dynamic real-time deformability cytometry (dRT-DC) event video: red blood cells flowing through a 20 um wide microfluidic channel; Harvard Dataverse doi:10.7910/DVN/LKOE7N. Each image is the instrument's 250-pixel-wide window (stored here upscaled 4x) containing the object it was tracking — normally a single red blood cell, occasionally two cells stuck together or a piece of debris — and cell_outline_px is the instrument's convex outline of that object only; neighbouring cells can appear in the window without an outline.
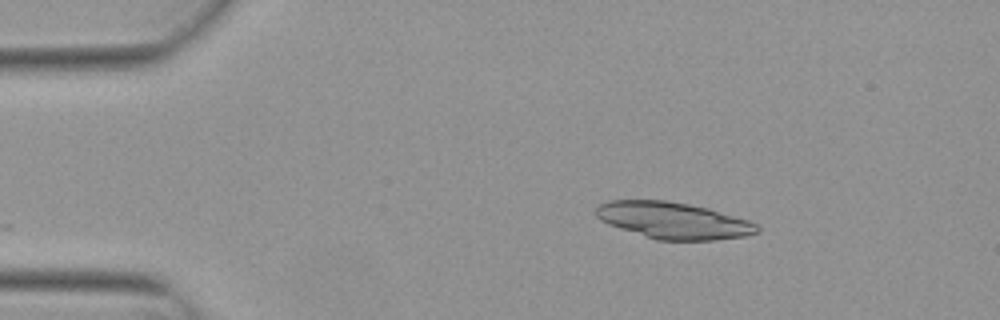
{"species": "Egyptian fruit bat (a non-hibernating species)", "species_latin": "Rousettus aegyptiacus", "temperature_condition": "warm", "stored_images_in_passage": 13, "camera_frame_rate_fps": 3000, "um_per_image_px": 0.085, "animal": {"sex": "female"}, "frame": {"image": 1, "passage_image": 1, "time_ms": 0.0, "image_size_px": [1000, 320], "cell_outline_px": [[760, 232], [744, 236], [716, 240], [656, 240], [608, 224], [600, 220], [596, 216], [596, 208], [600, 204], [608, 200], [664, 200], [688, 204], [708, 208], [748, 220], [756, 224], [760, 228]], "centroid_in_image_um": [57.23, 18.74], "position_along_channel_um": 27.8, "area_um2": 34.28}}